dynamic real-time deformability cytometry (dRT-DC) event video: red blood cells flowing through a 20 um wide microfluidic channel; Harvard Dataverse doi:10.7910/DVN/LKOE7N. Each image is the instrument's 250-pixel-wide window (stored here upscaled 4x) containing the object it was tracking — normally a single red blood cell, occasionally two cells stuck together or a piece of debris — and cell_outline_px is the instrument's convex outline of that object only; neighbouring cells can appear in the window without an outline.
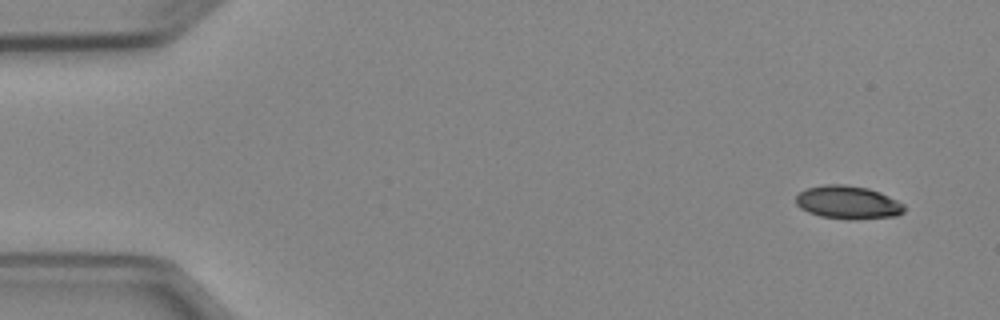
{"species": "Egyptian fruit bat (a non-hibernating species)", "species_latin": "Rousettus aegyptiacus", "temperature_condition": "cold", "stored_images_in_passage": 6, "camera_frame_rate_fps": 3000, "um_per_image_px": 0.085, "animal": {"sex": "female"}, "frame": {"image": 1, "passage_image": 1, "time_ms": 0.0, "image_size_px": [1000, 320], "cell_outline_px": [[904, 212], [896, 216], [856, 220], [848, 220], [820, 216], [808, 212], [800, 208], [796, 204], [796, 196], [800, 192], [808, 188], [824, 184], [844, 184], [868, 188], [880, 192], [904, 204]], "centroid_in_image_um": [72.07, 17.21], "position_along_channel_um": 12.9, "area_um2": 21.1}}
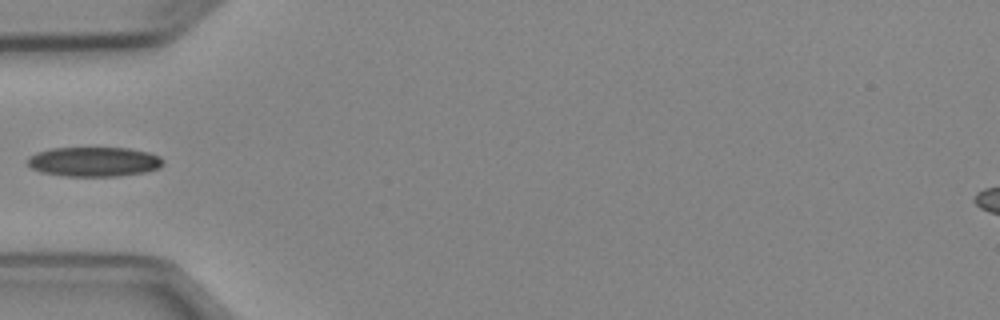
{"frame": {"image": 2, "passage_image": 5, "time_ms": 4.667, "image_size_px": [1000, 320], "cell_outline_px": [[164, 164], [160, 168], [144, 172], [120, 176], [60, 176], [40, 172], [32, 168], [28, 164], [28, 156], [36, 152], [52, 148], [128, 148], [148, 152], [160, 156], [164, 160]], "centroid_in_image_um": [7.99, 13.75], "position_along_channel_um": 77.0, "area_um2": 23.58}}
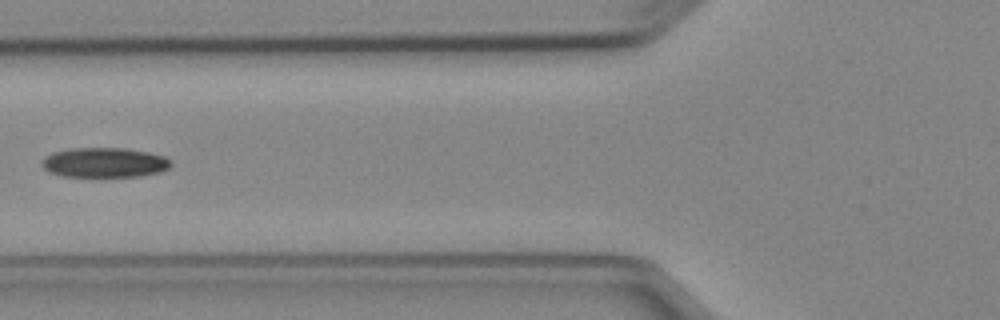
{"frame": {"image": 3, "passage_image": 6, "time_ms": 5.667, "image_size_px": [1000, 320], "cell_outline_px": [[172, 164], [168, 168], [160, 172], [140, 176], [64, 176], [48, 172], [40, 164], [40, 160], [44, 156], [52, 152], [72, 148], [124, 148], [148, 152], [164, 156], [172, 160]], "centroid_in_image_um": [8.85, 13.81], "position_along_channel_um": 116.9, "area_um2": 22.54}}